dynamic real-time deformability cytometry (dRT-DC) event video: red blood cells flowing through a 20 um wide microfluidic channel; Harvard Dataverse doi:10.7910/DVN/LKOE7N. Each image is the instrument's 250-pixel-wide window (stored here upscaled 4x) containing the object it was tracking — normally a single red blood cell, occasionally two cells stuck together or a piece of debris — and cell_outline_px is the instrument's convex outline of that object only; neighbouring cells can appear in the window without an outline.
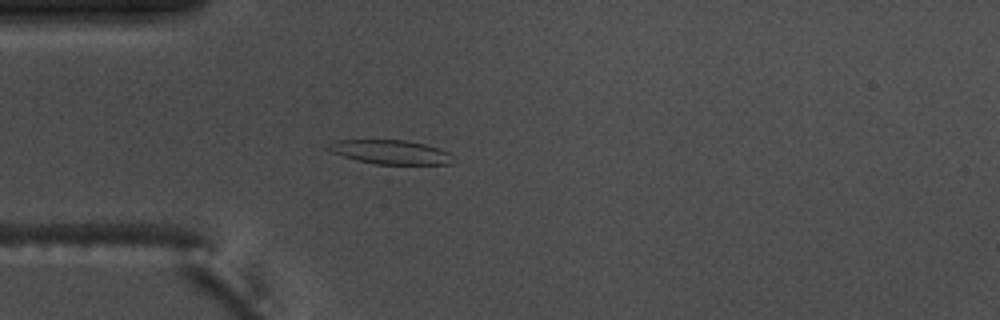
{"species": "common noctule bat (a hibernating species)", "species_latin": "Nyctalus noctula", "temperature_condition": "warm", "stored_images_in_passage": 47, "camera_frame_rate_fps": 3000, "um_per_image_px": 0.085, "animal": {"sex": "male", "body_mass_g": 17.5, "forearm_length_mm": 52.3}, "frame": {"image": 1, "passage_image": 7, "time_ms": 2.0, "image_size_px": [1000, 320], "cell_outline_px": [[452, 164], [376, 164], [356, 160], [332, 152], [324, 148], [328, 144], [336, 140], [404, 140], [424, 144], [440, 148], [448, 152]], "centroid_in_image_um": [33.14, 12.92], "position_along_channel_um": 51.9, "area_um2": 17.34}}
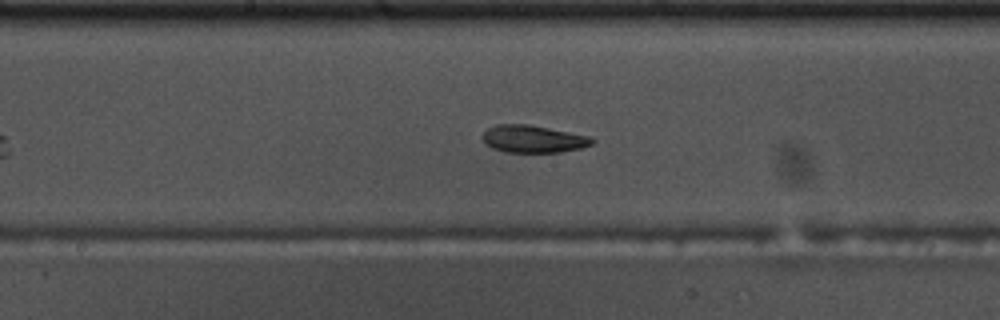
{"frame": {"image": 2, "passage_image": 20, "time_ms": 6.333, "image_size_px": [1000, 320], "cell_outline_px": [[596, 140], [592, 144], [580, 148], [560, 152], [504, 152], [492, 148], [484, 140], [484, 132], [488, 128], [496, 124], [528, 124], [588, 136]], "centroid_in_image_um": [45.32, 11.81], "position_along_channel_um": 202.9, "area_um2": 17.22}}
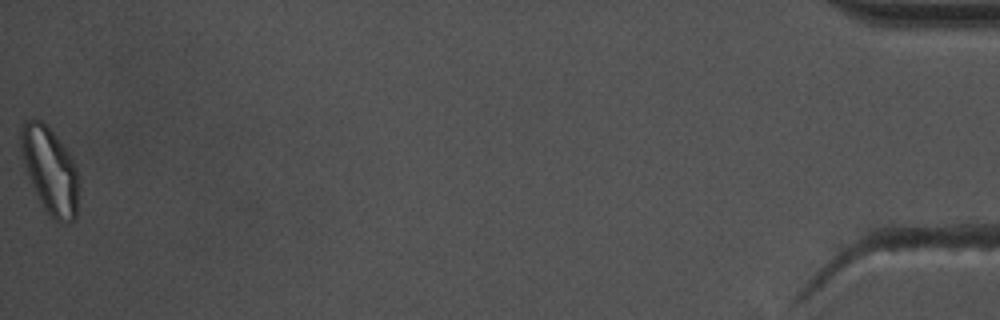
{"frame": {"image": 3, "passage_image": 47, "time_ms": 15.333, "image_size_px": [1000, 320], "cell_outline_px": [[80, 188], [76, 216], [68, 224], [60, 224], [44, 208], [32, 184], [20, 148], [20, 128], [28, 120], [40, 120], [56, 136], [72, 156], [76, 164], [80, 180]], "centroid_in_image_um": [4.32, 14.52], "position_along_channel_um": 430.9, "area_um2": 29.02}, "authors_computed_cell_mechanics": {"area_um2": 18.207, "velocity_mm_per_s": 3.6832, "shape_relaxation_time_tau1_ms": 7.0045, "shape_relaxation_time_tau2_ms": 1.9321, "deformation_change_tau1": 0.1722, "deformation_change_tau2": 0.0716}}